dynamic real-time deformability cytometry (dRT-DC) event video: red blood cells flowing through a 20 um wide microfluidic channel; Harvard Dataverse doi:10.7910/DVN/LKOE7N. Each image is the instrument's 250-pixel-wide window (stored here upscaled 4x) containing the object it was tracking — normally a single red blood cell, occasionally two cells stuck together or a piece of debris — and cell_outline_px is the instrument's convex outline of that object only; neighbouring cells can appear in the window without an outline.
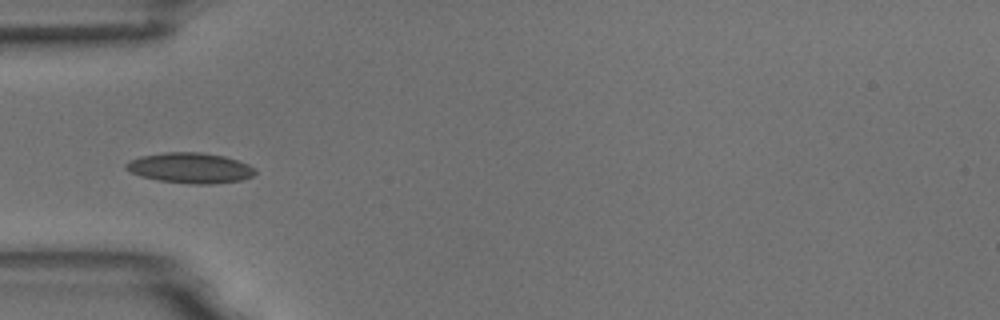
{"species": "common noctule bat (a hibernating species)", "species_latin": "Nyctalus noctula", "temperature_condition": "room temperature", "stored_images_in_passage": 1, "camera_frame_rate_fps": 3000, "um_per_image_px": 0.085, "animal": {"sex": "male", "body_mass_g": 18.8}, "frame": {"image": 1, "passage_image": 1, "time_ms": 0.0, "image_size_px": [1000, 320], "cell_outline_px": [[256, 172], [252, 176], [240, 180], [212, 184], [192, 184], [160, 180], [140, 176], [124, 168], [124, 164], [128, 160], [140, 156], [164, 152], [200, 152], [224, 156], [248, 164], [256, 168]], "centroid_in_image_um": [16.14, 14.27], "position_along_channel_um": 68.9, "area_um2": 22.89}}